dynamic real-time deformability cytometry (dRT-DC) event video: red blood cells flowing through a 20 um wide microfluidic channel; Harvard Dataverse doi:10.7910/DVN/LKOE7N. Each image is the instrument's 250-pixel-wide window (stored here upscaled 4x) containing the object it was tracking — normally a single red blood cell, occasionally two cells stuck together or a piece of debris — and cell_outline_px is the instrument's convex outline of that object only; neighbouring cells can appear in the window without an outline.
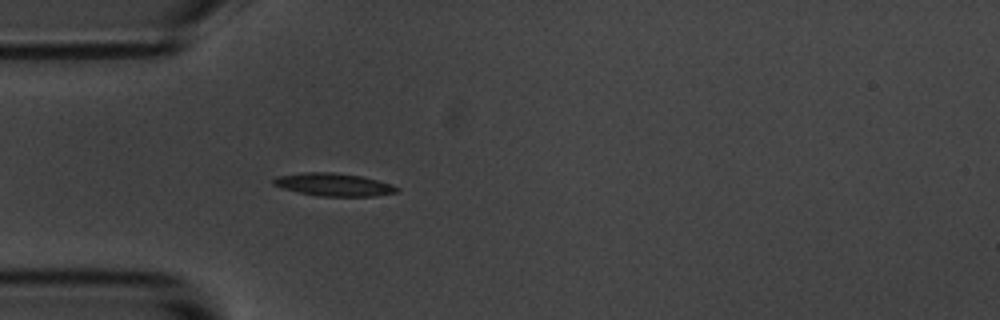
{"species": "common noctule bat (a hibernating species)", "species_latin": "Nyctalus noctula", "temperature_condition": "room temperature", "stored_images_in_passage": 41, "camera_frame_rate_fps": 3000, "um_per_image_px": 0.085, "animal": {"sex": "male", "body_mass_g": 20.1, "forearm_length_mm": 53.5}, "frame": {"image": 1, "passage_image": 1, "time_ms": 0.0, "image_size_px": [1000, 320], "cell_outline_px": [[400, 188], [396, 192], [376, 196], [320, 196], [300, 192], [284, 188], [272, 184], [272, 180], [276, 176], [304, 172], [332, 172], [364, 176], [392, 184]], "centroid_in_image_um": [28.39, 15.68], "position_along_channel_um": 56.6, "area_um2": 16.42}}
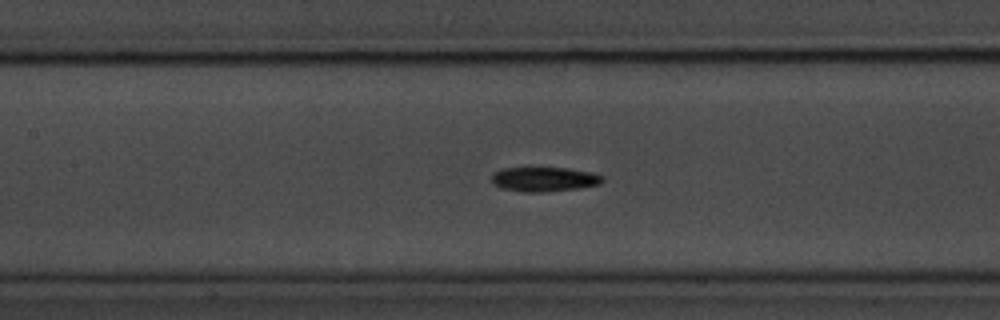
{"frame": {"image": 2, "passage_image": 10, "time_ms": 3.0, "image_size_px": [1000, 320], "cell_outline_px": [[604, 180], [600, 184], [580, 188], [544, 192], [524, 192], [500, 188], [492, 184], [492, 172], [504, 168], [568, 168], [592, 172], [604, 176]], "centroid_in_image_um": [46.26, 15.24], "position_along_channel_um": 161.1, "area_um2": 16.01}}
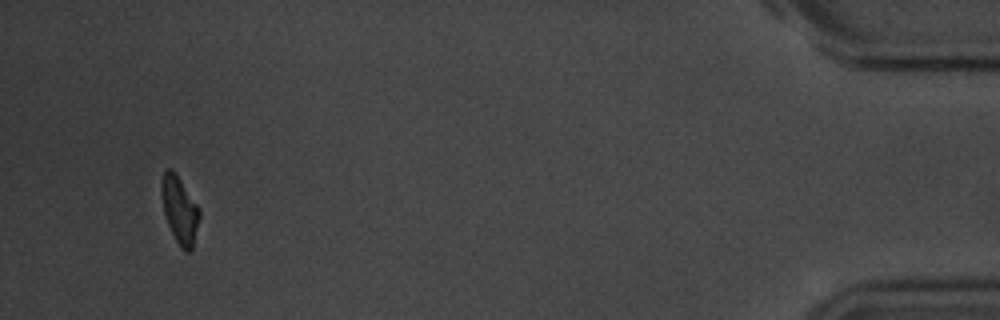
{"frame": {"image": 3, "passage_image": 38, "time_ms": 12.333, "image_size_px": [1000, 320], "cell_outline_px": [[200, 216], [192, 248], [188, 252], [184, 252], [180, 248], [168, 224], [164, 212], [160, 192], [160, 184], [164, 168], [172, 168], [200, 208]], "centroid_in_image_um": [15.25, 17.8], "position_along_channel_um": 420.0, "area_um2": 14.91}, "authors_computed_cell_mechanics": {"area_um2": 15.606, "velocity_mm_per_s": 3.601, "shape_relaxation_time_tau1_ms": 5.3485, "shape_relaxation_time_tau2_ms": 5.0817, "deformation_change_tau1": 0.1546, "deformation_change_tau2": 0.136}}